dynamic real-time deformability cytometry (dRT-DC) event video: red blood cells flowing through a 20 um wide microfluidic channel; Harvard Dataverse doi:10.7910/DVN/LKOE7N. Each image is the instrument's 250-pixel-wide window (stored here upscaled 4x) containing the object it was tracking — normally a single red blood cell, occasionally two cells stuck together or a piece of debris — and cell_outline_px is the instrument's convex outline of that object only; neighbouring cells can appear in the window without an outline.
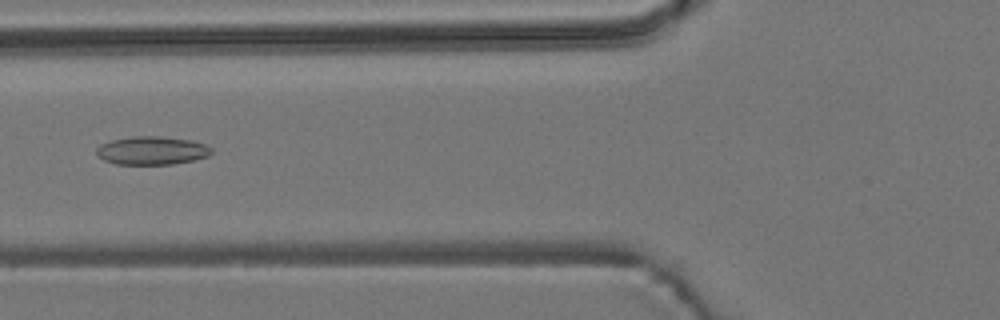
{"species": "common noctule bat (a hibernating species)", "species_latin": "Nyctalus noctula", "temperature_condition": "room temperature", "stored_images_in_passage": 6, "camera_frame_rate_fps": 3000, "um_per_image_px": 0.085, "animal": {"sex": "male", "body_mass_g": 19.2, "forearm_length_mm": 51.8}, "frame": {"image": 1, "passage_image": 6, "time_ms": 1.667, "image_size_px": [1000, 320], "cell_outline_px": [[212, 152], [208, 156], [192, 160], [172, 164], [116, 164], [104, 160], [96, 152], [96, 148], [100, 144], [112, 140], [132, 136], [160, 136], [192, 140], [204, 144], [212, 148]], "centroid_in_image_um": [12.91, 12.79], "position_along_channel_um": 112.9, "area_um2": 18.9}}